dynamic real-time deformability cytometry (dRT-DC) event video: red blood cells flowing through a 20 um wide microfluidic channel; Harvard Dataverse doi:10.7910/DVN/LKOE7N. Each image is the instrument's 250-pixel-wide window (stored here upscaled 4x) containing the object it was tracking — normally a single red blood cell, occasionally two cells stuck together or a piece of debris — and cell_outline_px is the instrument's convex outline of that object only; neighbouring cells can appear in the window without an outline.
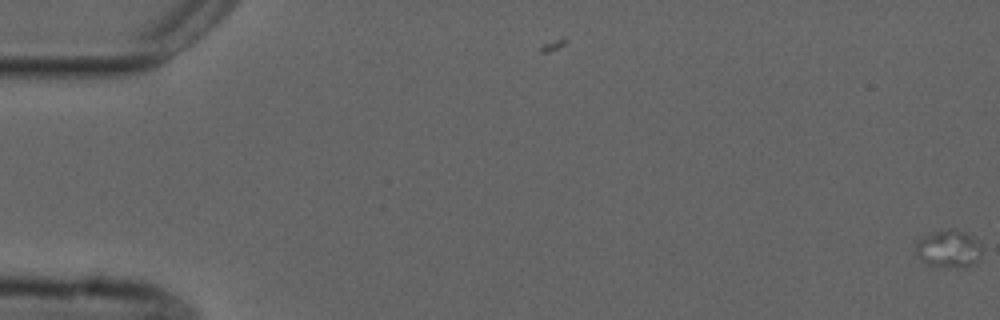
{"species": "common noctule bat (a hibernating species)", "species_latin": "Nyctalus noctula", "temperature_condition": "cold", "stored_images_in_passage": 19, "camera_frame_rate_fps": 3000, "um_per_image_px": 0.085, "animal": {"sex": "male", "forearm_length_mm": 52.5}, "frame": {"image": 1, "passage_image": 1, "time_ms": 0.0, "image_size_px": [1000, 320], "cell_outline_px": [[980, 256], [976, 260], [968, 264], [956, 268], [932, 268], [920, 260], [916, 256], [916, 240], [932, 232], [948, 228], [956, 228], [972, 236], [980, 244]], "centroid_in_image_um": [80.55, 21.15], "position_along_channel_um": 4.5, "area_um2": 14.74}}